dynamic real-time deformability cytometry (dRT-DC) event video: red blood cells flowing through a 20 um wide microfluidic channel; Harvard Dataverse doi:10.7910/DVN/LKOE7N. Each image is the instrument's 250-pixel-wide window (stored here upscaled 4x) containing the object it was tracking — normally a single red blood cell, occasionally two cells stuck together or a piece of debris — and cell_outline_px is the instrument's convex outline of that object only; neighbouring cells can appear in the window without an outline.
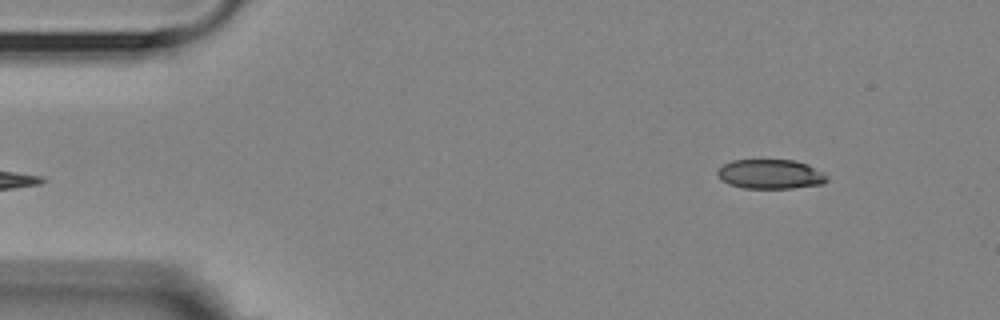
{"species": "Egyptian fruit bat (a non-hibernating species)", "species_latin": "Rousettus aegyptiacus", "temperature_condition": "room temperature", "stored_images_in_passage": 4, "segment_of_instrument_passage": [2, 2], "camera_frame_rate_fps": 3000, "um_per_image_px": 0.085, "animal": {"sex": "female"}, "frame": {"image": 1, "passage_image": 4, "time_ms": 4.333, "image_size_px": [1000, 320], "cell_outline_px": [[828, 180], [824, 184], [792, 188], [744, 188], [728, 184], [720, 180], [716, 172], [724, 164], [732, 160], [796, 160], [808, 164], [828, 176]], "centroid_in_image_um": [65.49, 14.8], "position_along_channel_um": 19.5, "area_um2": 18.9}}